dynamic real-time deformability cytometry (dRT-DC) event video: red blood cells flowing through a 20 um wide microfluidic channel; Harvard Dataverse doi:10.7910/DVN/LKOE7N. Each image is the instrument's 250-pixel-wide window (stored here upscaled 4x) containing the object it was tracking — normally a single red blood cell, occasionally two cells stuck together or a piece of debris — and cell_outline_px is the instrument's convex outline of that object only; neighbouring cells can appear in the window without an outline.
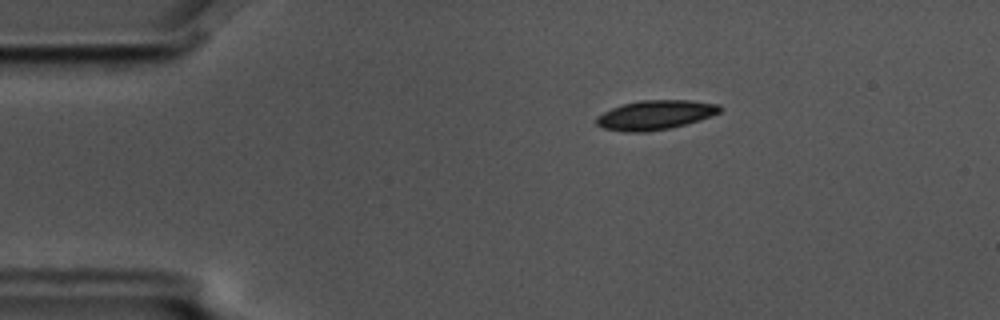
{"species": "common noctule bat (a hibernating species)", "species_latin": "Nyctalus noctula", "temperature_condition": "cold", "stored_images_in_passage": 5, "camera_frame_rate_fps": 3000, "um_per_image_px": 0.085, "animal": {"sex": "male", "body_mass_g": 17.5, "forearm_length_mm": 52.3}, "frame": {"image": 1, "passage_image": 2, "time_ms": 0.333, "image_size_px": [1000, 320], "cell_outline_px": [[724, 108], [720, 112], [712, 116], [700, 120], [672, 128], [644, 132], [624, 132], [604, 128], [596, 124], [596, 116], [612, 108], [624, 104], [640, 100], [692, 100], [720, 104]], "centroid_in_image_um": [55.75, 9.77], "position_along_channel_um": 29.3, "area_um2": 21.33}}